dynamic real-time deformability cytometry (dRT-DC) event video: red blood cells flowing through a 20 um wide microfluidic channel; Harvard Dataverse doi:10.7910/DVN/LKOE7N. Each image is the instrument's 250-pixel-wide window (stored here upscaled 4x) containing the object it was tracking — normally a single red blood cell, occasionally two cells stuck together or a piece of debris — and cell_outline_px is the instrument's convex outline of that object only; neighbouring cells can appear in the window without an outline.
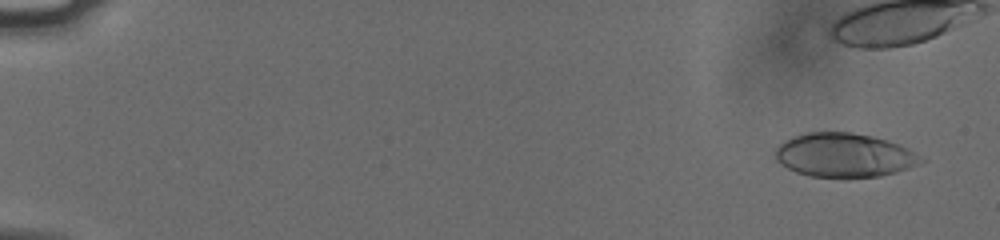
{"species": "human", "species_latin": "Homo sapiens", "temperature_condition": "cold", "stored_images_in_passage": 43, "camera_frame_rate_fps": 3000, "um_per_image_px": 0.085, "donor": {"sex": "male"}, "frame": {"image": 1, "passage_image": 2, "time_ms": 0.333, "image_size_px": [1000, 240], "cell_outline_px": [[924, 160], [908, 168], [896, 172], [880, 176], [808, 176], [796, 172], [780, 164], [776, 160], [776, 148], [784, 140], [792, 136], [808, 132], [852, 132], [872, 136], [888, 140], [900, 144]], "centroid_in_image_um": [71.71, 13.17], "position_along_channel_um": 13.3, "area_um2": 36.82}}
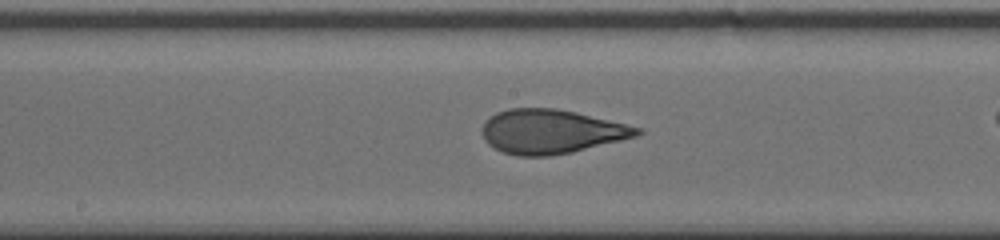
{"frame": {"image": 2, "passage_image": 28, "time_ms": 9.0, "image_size_px": [1000, 240], "cell_outline_px": [[644, 132], [636, 136], [572, 152], [548, 156], [516, 156], [504, 152], [488, 144], [484, 140], [484, 124], [496, 112], [508, 108], [556, 108], [576, 112], [644, 128]], "centroid_in_image_um": [46.88, 11.17], "position_along_channel_um": 201.3, "area_um2": 39.59}}
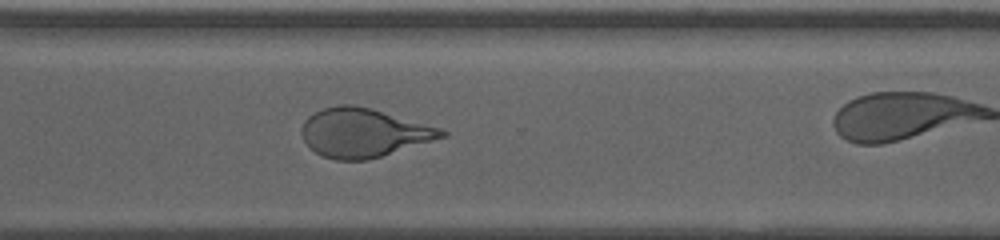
{"frame": {"image": 3, "passage_image": 39, "time_ms": 12.667, "image_size_px": [1000, 240], "cell_outline_px": [[448, 136], [368, 160], [336, 160], [324, 156], [308, 148], [300, 132], [304, 120], [308, 116], [324, 108], [340, 104], [352, 104], [368, 108], [440, 128], [448, 132]], "centroid_in_image_um": [30.87, 11.29], "position_along_channel_um": 339.7, "area_um2": 39.48}}